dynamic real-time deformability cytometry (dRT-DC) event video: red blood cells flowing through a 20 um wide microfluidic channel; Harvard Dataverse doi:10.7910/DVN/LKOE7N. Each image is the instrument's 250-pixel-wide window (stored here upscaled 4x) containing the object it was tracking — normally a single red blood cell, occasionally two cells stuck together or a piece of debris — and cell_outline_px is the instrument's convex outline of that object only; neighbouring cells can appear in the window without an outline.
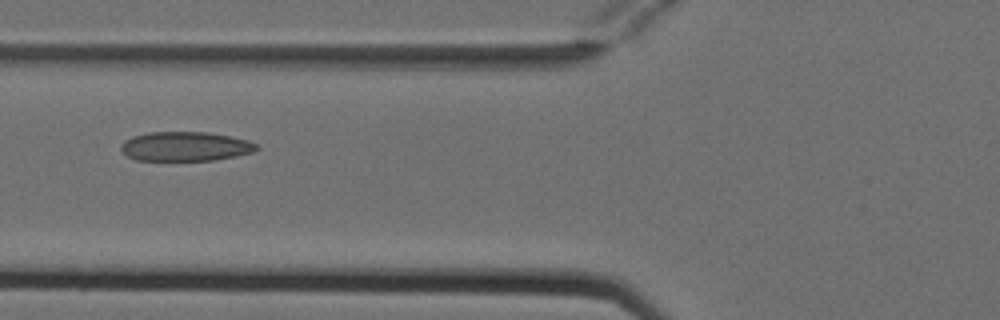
{"species": "Egyptian fruit bat (a non-hibernating species)", "species_latin": "Rousettus aegyptiacus", "temperature_condition": "cold", "stored_images_in_passage": 9, "camera_frame_rate_fps": 3000, "um_per_image_px": 0.085, "animal": {"sex": "female"}, "frame": {"image": 1, "passage_image": 6, "time_ms": 1.667, "image_size_px": [1000, 320], "cell_outline_px": [[260, 148], [252, 152], [236, 156], [212, 160], [136, 160], [128, 156], [120, 148], [120, 144], [124, 140], [132, 136], [148, 132], [208, 132], [248, 140], [256, 144]], "centroid_in_image_um": [15.73, 12.44], "position_along_channel_um": 110.1, "area_um2": 23.12}}
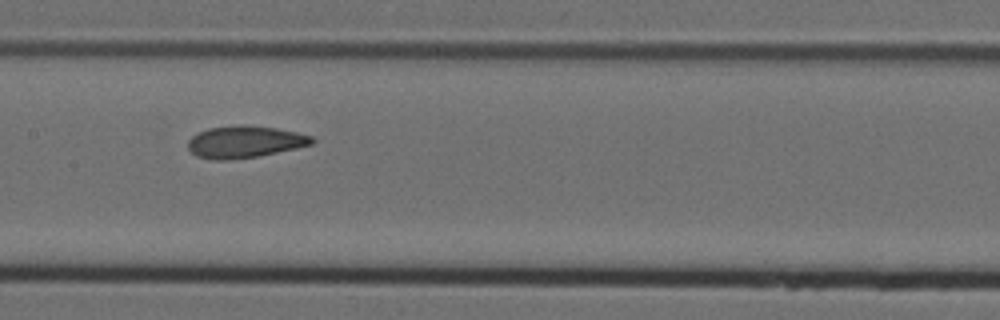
{"frame": {"image": 2, "passage_image": 8, "time_ms": 2.333, "image_size_px": [1000, 320], "cell_outline_px": [[316, 140], [312, 144], [296, 148], [256, 156], [228, 160], [212, 160], [196, 156], [188, 148], [188, 140], [192, 136], [208, 128], [236, 124], [244, 124], [276, 128], [296, 132], [312, 136]], "centroid_in_image_um": [20.79, 12.04], "position_along_channel_um": 186.6, "area_um2": 23.12}}
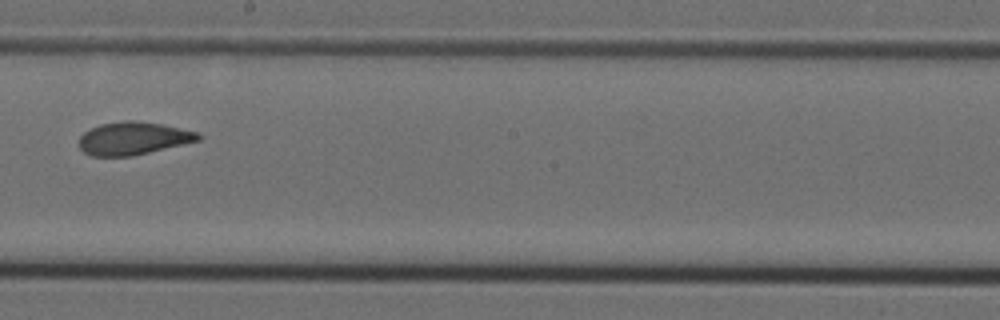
{"frame": {"image": 3, "passage_image": 9, "time_ms": 2.667, "image_size_px": [1000, 320], "cell_outline_px": [[200, 140], [132, 156], [92, 156], [84, 152], [80, 148], [80, 136], [84, 132], [100, 124], [124, 120], [132, 120], [160, 124], [196, 132], [200, 136]], "centroid_in_image_um": [11.28, 11.76], "position_along_channel_um": 236.9, "area_um2": 22.43}}